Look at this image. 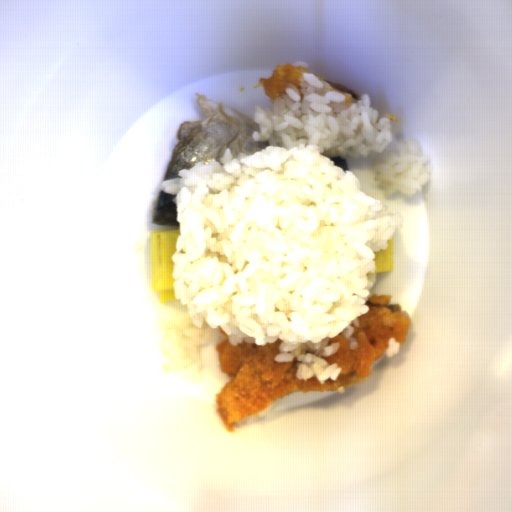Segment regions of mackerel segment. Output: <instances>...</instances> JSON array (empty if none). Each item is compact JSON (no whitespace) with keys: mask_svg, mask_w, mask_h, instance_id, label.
Wrapping results in <instances>:
<instances>
[{"mask_svg":"<svg viewBox=\"0 0 512 512\" xmlns=\"http://www.w3.org/2000/svg\"><path fill=\"white\" fill-rule=\"evenodd\" d=\"M196 100L204 116L201 120H184L177 133V143L163 181L178 176L182 169L195 163L208 166L210 160L219 161L228 148L233 159L240 153L252 155L262 151L267 141H254L252 134L261 132L254 118L241 110L217 103L208 94L197 93Z\"/></svg>","mask_w":512,"mask_h":512,"instance_id":"mackerel-segment-1","label":"mackerel segment"},{"mask_svg":"<svg viewBox=\"0 0 512 512\" xmlns=\"http://www.w3.org/2000/svg\"><path fill=\"white\" fill-rule=\"evenodd\" d=\"M321 154L323 156L329 158L331 160V162L335 166H340L345 171H348V165H347V158H346V156L345 157H340L339 155H334L331 152H325V153H321Z\"/></svg>","mask_w":512,"mask_h":512,"instance_id":"mackerel-segment-3","label":"mackerel segment"},{"mask_svg":"<svg viewBox=\"0 0 512 512\" xmlns=\"http://www.w3.org/2000/svg\"><path fill=\"white\" fill-rule=\"evenodd\" d=\"M177 194H167L161 189L157 193L152 206L153 224L178 226L177 206L173 201Z\"/></svg>","mask_w":512,"mask_h":512,"instance_id":"mackerel-segment-2","label":"mackerel segment"}]
</instances>
